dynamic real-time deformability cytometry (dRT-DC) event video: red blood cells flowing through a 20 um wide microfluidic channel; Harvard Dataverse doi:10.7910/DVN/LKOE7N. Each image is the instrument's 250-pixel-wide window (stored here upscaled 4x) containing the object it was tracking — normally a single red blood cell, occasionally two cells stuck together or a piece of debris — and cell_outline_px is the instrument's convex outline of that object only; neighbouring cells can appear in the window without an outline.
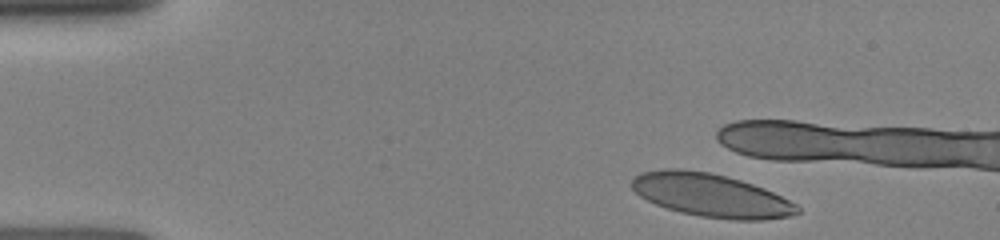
{"species": "human", "species_latin": "Homo sapiens", "temperature_condition": "room temperature", "stored_images_in_passage": 2, "camera_frame_rate_fps": 3000, "um_per_image_px": 0.085, "donor": {"sex": "female"}, "frame": {"image": 1, "passage_image": 1, "time_ms": 0.0, "image_size_px": [1000, 240], "cell_outline_px": [[800, 212], [792, 216], [764, 220], [732, 220], [700, 216], [680, 212], [656, 204], [640, 196], [632, 188], [632, 180], [640, 172], [664, 168], [680, 168], [708, 172], [740, 180], [764, 188], [796, 204], [800, 208]], "centroid_in_image_um": [60.44, 16.6], "position_along_channel_um": 24.6, "area_um2": 41.62}}